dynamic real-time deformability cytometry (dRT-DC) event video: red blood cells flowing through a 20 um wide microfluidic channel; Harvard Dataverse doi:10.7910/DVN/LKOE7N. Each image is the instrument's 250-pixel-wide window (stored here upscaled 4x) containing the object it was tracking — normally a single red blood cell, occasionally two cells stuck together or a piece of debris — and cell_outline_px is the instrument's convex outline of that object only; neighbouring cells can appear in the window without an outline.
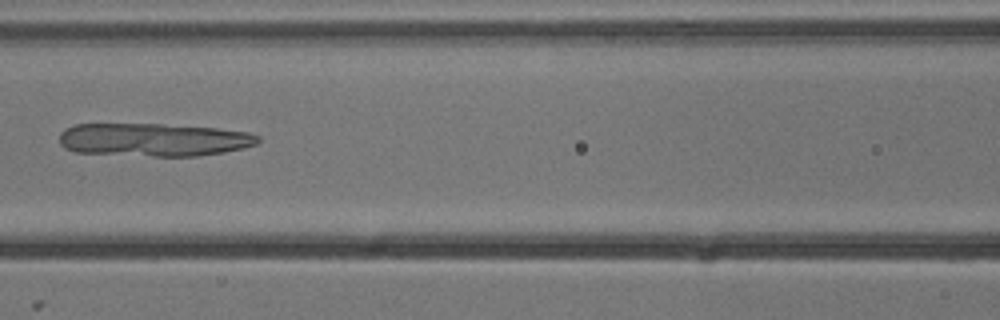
{"species": "common noctule bat (a hibernating species)", "species_latin": "Nyctalus noctula", "temperature_condition": "cold", "stored_images_in_passage": 7, "camera_frame_rate_fps": 3000, "um_per_image_px": 0.085, "animal": {"sex": "male", "body_mass_g": 13.3}, "frame": {"image": 1, "passage_image": 7, "time_ms": 2.0, "image_size_px": [1000, 320], "cell_outline_px": [[260, 140], [256, 144], [244, 148], [224, 152], [196, 156], [152, 156], [76, 152], [64, 148], [60, 144], [60, 132], [64, 128], [72, 124], [164, 124], [216, 128], [248, 132], [260, 136]], "centroid_in_image_um": [13.05, 11.87], "position_along_channel_um": 153.6, "area_um2": 38.49}}